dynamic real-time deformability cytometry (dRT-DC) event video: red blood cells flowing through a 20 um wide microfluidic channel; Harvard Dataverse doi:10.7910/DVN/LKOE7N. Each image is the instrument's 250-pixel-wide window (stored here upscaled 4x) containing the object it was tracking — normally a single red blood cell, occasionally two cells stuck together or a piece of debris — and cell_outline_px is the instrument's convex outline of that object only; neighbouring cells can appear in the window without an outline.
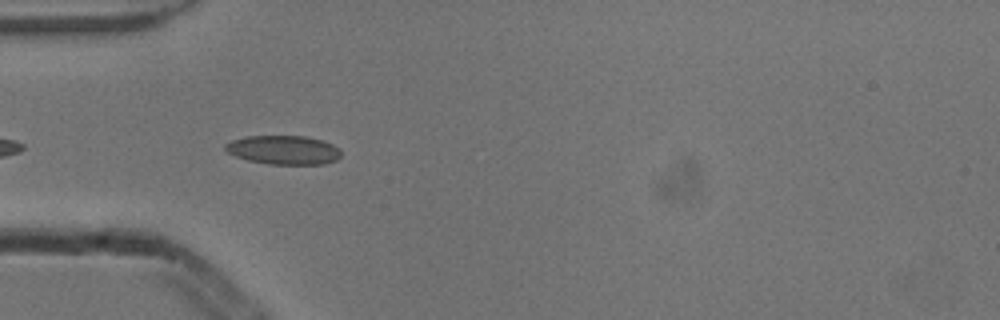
{"species": "common noctule bat (a hibernating species)", "species_latin": "Nyctalus noctula", "temperature_condition": "cold", "stored_images_in_passage": 20, "camera_frame_rate_fps": 3000, "um_per_image_px": 0.085, "animal": {"sex": "male", "body_mass_g": 13.3}, "frame": {"image": 1, "passage_image": 3, "time_ms": 0.667, "image_size_px": [1000, 320], "cell_outline_px": [[340, 156], [336, 160], [324, 164], [268, 164], [248, 160], [236, 156], [228, 152], [224, 148], [224, 144], [232, 140], [244, 136], [304, 136], [320, 140], [332, 144], [340, 148]], "centroid_in_image_um": [24.09, 12.74], "position_along_channel_um": 60.9, "area_um2": 19.48}}
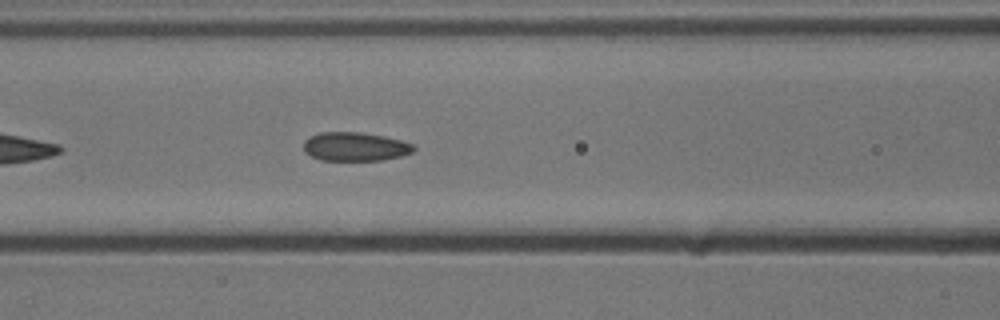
{"frame": {"image": 2, "passage_image": 9, "time_ms": 2.667, "image_size_px": [1000, 320], "cell_outline_px": [[416, 148], [412, 152], [400, 156], [384, 160], [320, 160], [304, 152], [304, 140], [308, 136], [320, 132], [360, 132], [384, 136], [400, 140], [412, 144]], "centroid_in_image_um": [30.15, 12.46], "position_along_channel_um": 136.4, "area_um2": 18.5}}
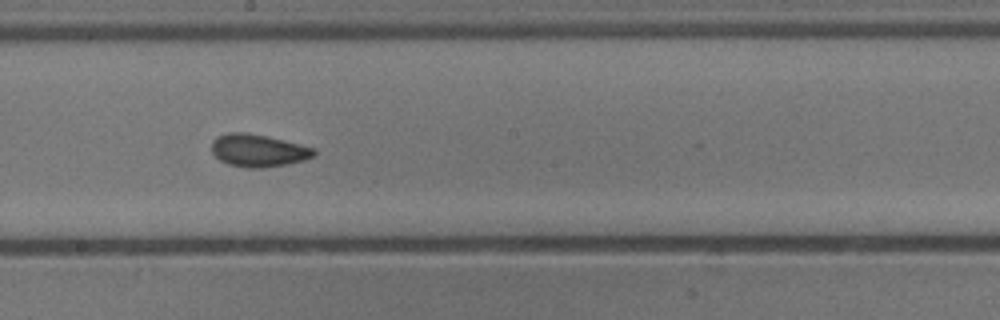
{"frame": {"image": 3, "passage_image": 16, "time_ms": 5.0, "image_size_px": [1000, 320], "cell_outline_px": [[316, 156], [304, 160], [288, 164], [264, 168], [244, 168], [228, 164], [220, 160], [212, 152], [212, 140], [216, 136], [228, 132], [248, 132], [300, 144], [316, 148]], "centroid_in_image_um": [21.96, 12.79], "position_along_channel_um": 226.2, "area_um2": 19.65}}